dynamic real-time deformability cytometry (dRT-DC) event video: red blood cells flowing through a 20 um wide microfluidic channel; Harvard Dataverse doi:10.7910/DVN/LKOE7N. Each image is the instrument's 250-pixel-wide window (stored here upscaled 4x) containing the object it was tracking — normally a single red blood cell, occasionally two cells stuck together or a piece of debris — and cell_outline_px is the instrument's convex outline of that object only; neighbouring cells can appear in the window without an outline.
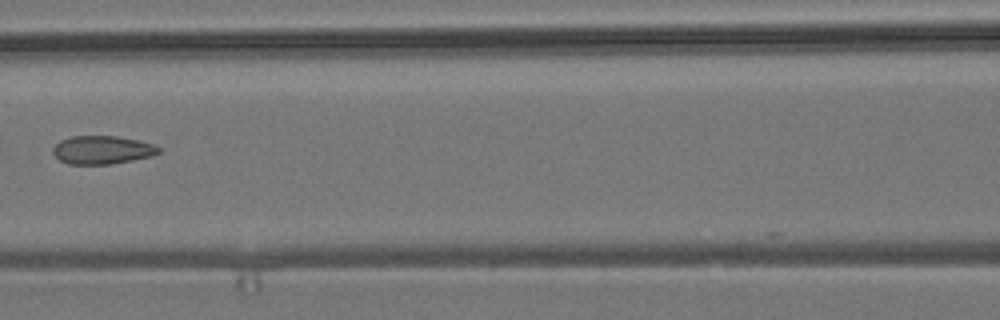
{"species": "common noctule bat (a hibernating species)", "species_latin": "Nyctalus noctula", "temperature_condition": "room temperature", "stored_images_in_passage": 5, "camera_frame_rate_fps": 3000, "um_per_image_px": 0.085, "animal": {"sex": "male", "body_mass_g": 19.2, "forearm_length_mm": 51.8}, "frame": {"image": 1, "passage_image": 4, "time_ms": 3.667, "image_size_px": [1000, 320], "cell_outline_px": [[160, 152], [152, 156], [132, 160], [108, 164], [68, 164], [60, 160], [52, 152], [52, 148], [60, 140], [72, 136], [116, 136], [136, 140], [152, 144], [160, 148]], "centroid_in_image_um": [8.66, 12.74], "position_along_channel_um": 157.9, "area_um2": 17.28}}
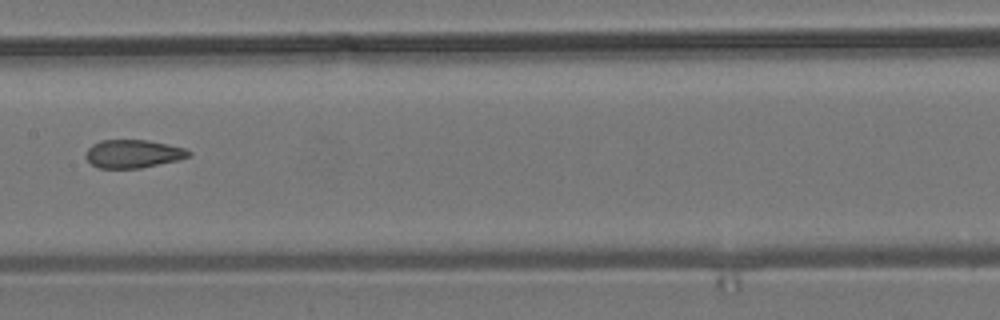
{"frame": {"image": 2, "passage_image": 5, "time_ms": 4.667, "image_size_px": [1000, 320], "cell_outline_px": [[192, 156], [180, 160], [140, 168], [100, 168], [92, 164], [84, 156], [88, 148], [92, 144], [100, 140], [148, 140], [184, 148], [192, 152]], "centroid_in_image_um": [11.33, 13.07], "position_along_channel_um": 196.1, "area_um2": 16.99}}